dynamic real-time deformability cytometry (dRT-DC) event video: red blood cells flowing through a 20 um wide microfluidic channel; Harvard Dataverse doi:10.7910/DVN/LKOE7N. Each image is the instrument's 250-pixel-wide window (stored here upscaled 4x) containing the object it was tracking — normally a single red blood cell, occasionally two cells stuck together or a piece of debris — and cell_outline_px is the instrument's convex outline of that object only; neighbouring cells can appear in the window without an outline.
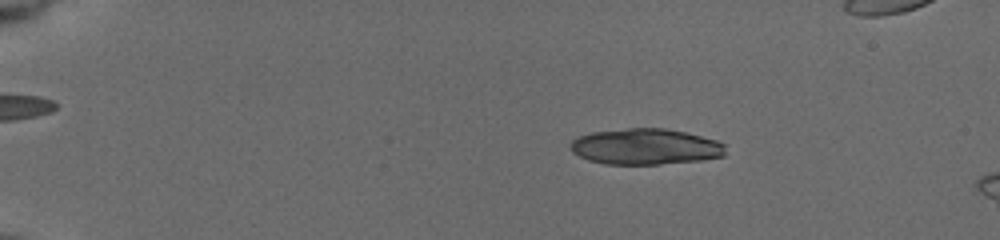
{"species": "common noctule bat (a hibernating species)", "species_latin": "Nyctalus noctula", "temperature_condition": "cold", "stored_images_in_passage": 17, "camera_frame_rate_fps": 3000, "um_per_image_px": 0.085, "animal": {"sex": "female", "body_mass_g": 19.5, "forearm_length_mm": 54.1}, "frame": {"image": 1, "passage_image": 12, "time_ms": 3.667, "image_size_px": [1000, 240], "cell_outline_px": [[724, 156], [700, 160], [660, 164], [604, 164], [588, 160], [572, 152], [568, 148], [568, 144], [572, 140], [580, 136], [592, 132], [628, 128], [664, 128], [684, 132], [716, 140], [724, 144]], "centroid_in_image_um": [54.81, 12.47], "position_along_channel_um": 30.2, "area_um2": 32.43}}